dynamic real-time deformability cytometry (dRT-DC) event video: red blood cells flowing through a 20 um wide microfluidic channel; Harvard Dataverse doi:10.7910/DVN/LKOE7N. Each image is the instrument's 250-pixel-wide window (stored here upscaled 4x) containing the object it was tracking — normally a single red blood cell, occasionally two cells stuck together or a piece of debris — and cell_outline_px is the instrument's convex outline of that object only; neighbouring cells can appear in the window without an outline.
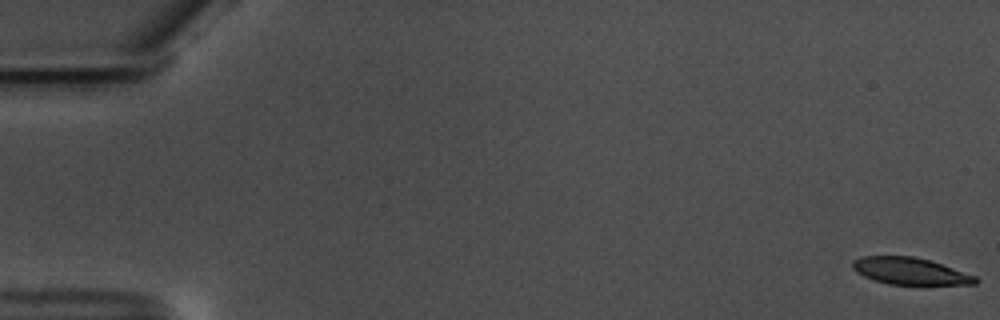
{"species": "common noctule bat (a hibernating species)", "species_latin": "Nyctalus noctula", "temperature_condition": "warm", "stored_images_in_passage": 59, "camera_frame_rate_fps": 3000, "um_per_image_px": 0.085, "animal": {"sex": "male", "body_mass_g": 17.5, "forearm_length_mm": 52.3}, "frame": {"image": 1, "passage_image": 1, "time_ms": 0.0, "image_size_px": [1000, 320], "cell_outline_px": [[980, 280], [976, 284], [888, 284], [872, 280], [856, 272], [852, 268], [852, 260], [860, 256], [912, 256], [928, 260], [976, 276]], "centroid_in_image_um": [77.3, 23.04], "position_along_channel_um": 7.7, "area_um2": 19.13}}
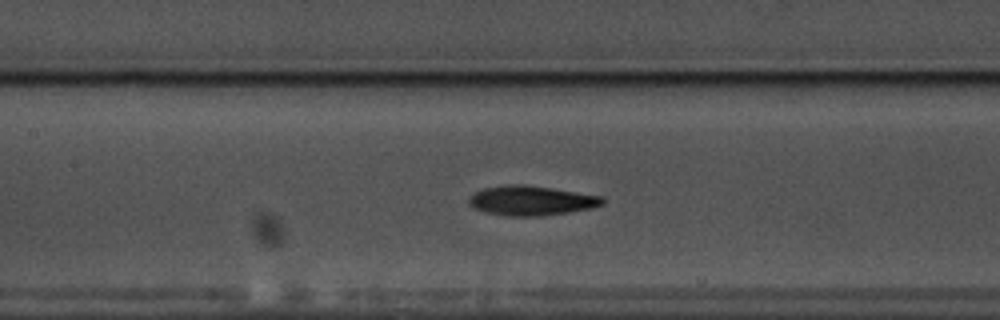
{"frame": {"image": 2, "passage_image": 28, "time_ms": 9.0, "image_size_px": [1000, 320], "cell_outline_px": [[604, 204], [592, 208], [568, 212], [540, 216], [508, 216], [484, 212], [472, 208], [468, 204], [468, 196], [484, 188], [508, 184], [524, 184], [552, 188], [604, 196]], "centroid_in_image_um": [45.14, 17.05], "position_along_channel_um": 162.3, "area_um2": 23.29}}
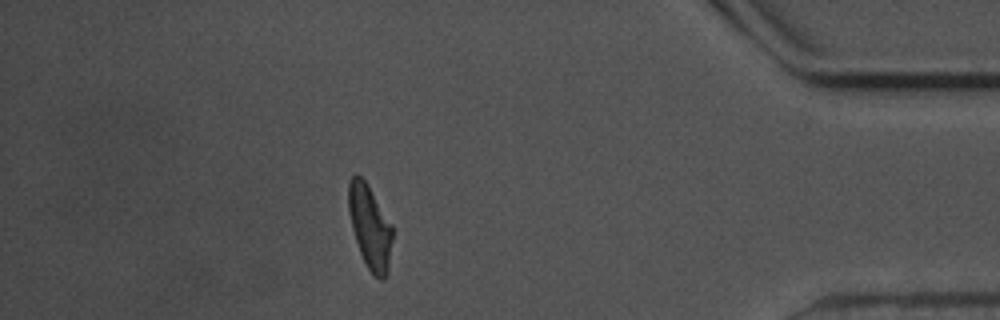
{"frame": {"image": 3, "passage_image": 52, "time_ms": 17.0, "image_size_px": [1000, 320], "cell_outline_px": [[392, 240], [388, 272], [384, 280], [380, 280], [368, 268], [360, 252], [352, 228], [348, 212], [348, 184], [352, 176], [356, 172], [364, 180], [392, 224]], "centroid_in_image_um": [31.44, 19.28], "position_along_channel_um": 403.8, "area_um2": 21.21}, "authors_computed_cell_mechanics": {"area_um2": 21.8484, "velocity_mm_per_s": 3.5397, "shape_relaxation_time_tau1_ms": 3.232, "shape_relaxation_time_tau2_ms": 3.6018, "deformation_change_tau1": 0.1553, "deformation_change_tau2": 0.1228}}